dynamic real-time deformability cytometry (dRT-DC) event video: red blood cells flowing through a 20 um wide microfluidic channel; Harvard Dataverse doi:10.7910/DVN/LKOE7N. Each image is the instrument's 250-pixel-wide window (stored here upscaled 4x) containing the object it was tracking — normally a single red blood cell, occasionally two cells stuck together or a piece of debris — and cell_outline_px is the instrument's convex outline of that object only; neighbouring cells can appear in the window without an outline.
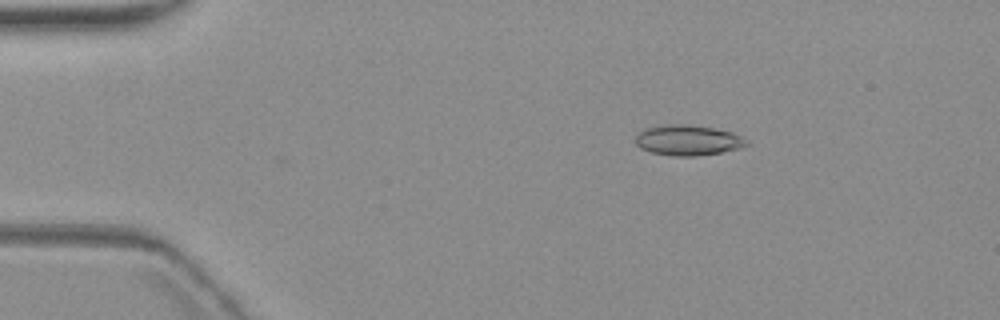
{"species": "common noctule bat (a hibernating species)", "species_latin": "Nyctalus noctula", "temperature_condition": "warm", "stored_images_in_passage": 6, "segment_of_instrument_passage": [1, 2], "camera_frame_rate_fps": 3000, "um_per_image_px": 0.085, "animal": {"sex": "female", "body_mass_g": 19.3, "forearm_length_mm": 54.1}, "frame": {"image": 1, "passage_image": 3, "time_ms": 2.667, "image_size_px": [1000, 320], "cell_outline_px": [[748, 144], [740, 148], [720, 152], [696, 156], [672, 156], [652, 152], [640, 148], [636, 144], [636, 136], [644, 128], [664, 124], [684, 124], [716, 128], [732, 132], [748, 140]], "centroid_in_image_um": [58.47, 11.91], "position_along_channel_um": 26.5, "area_um2": 19.71}}